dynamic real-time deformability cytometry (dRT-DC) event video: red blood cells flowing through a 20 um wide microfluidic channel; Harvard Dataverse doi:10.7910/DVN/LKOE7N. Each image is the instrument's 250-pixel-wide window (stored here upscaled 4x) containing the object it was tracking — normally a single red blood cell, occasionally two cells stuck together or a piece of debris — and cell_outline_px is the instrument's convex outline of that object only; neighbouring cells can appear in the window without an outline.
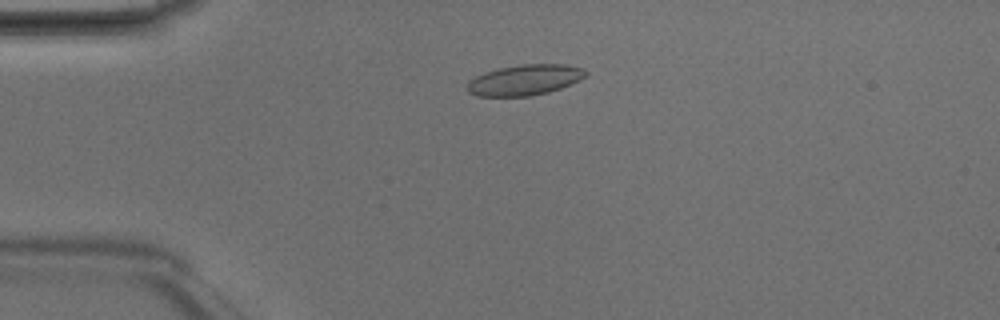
{"species": "Egyptian fruit bat (a non-hibernating species)", "species_latin": "Rousettus aegyptiacus", "temperature_condition": "room temperature", "stored_images_in_passage": 4, "camera_frame_rate_fps": 3000, "um_per_image_px": 0.085, "animal": {"sex": "male"}, "frame": {"image": 1, "passage_image": 2, "time_ms": 0.333, "image_size_px": [1000, 320], "cell_outline_px": [[588, 76], [580, 80], [560, 88], [548, 92], [528, 96], [476, 96], [468, 92], [468, 84], [476, 76], [484, 72], [500, 68], [520, 64], [564, 64], [584, 68], [588, 72]], "centroid_in_image_um": [44.65, 6.79], "position_along_channel_um": 40.3, "area_um2": 21.1}}